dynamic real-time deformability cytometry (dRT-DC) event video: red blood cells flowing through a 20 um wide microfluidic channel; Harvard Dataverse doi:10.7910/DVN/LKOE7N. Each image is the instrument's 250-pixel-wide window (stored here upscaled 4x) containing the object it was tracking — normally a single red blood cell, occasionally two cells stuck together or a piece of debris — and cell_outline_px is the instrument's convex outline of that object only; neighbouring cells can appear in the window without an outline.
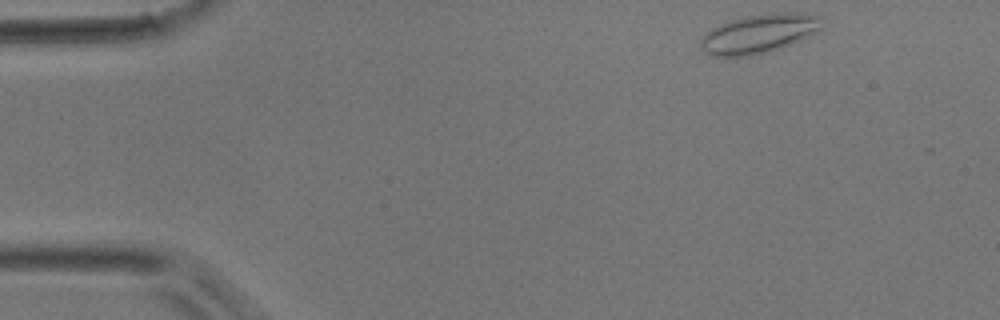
{"species": "common noctule bat (a hibernating species)", "species_latin": "Nyctalus noctula", "temperature_condition": "room temperature", "stored_images_in_passage": 43, "camera_frame_rate_fps": 3000, "um_per_image_px": 0.085, "animal": {"sex": "male", "body_mass_g": 17.9}, "frame": {"image": 1, "passage_image": 1, "time_ms": 0.0, "image_size_px": [1000, 320], "cell_outline_px": [[820, 28], [808, 36], [800, 40], [764, 52], [748, 56], [712, 56], [704, 52], [700, 48], [700, 40], [712, 28], [728, 20], [768, 12], [800, 12], [820, 16]], "centroid_in_image_um": [64.47, 2.84], "position_along_channel_um": 20.5, "area_um2": 27.17}}
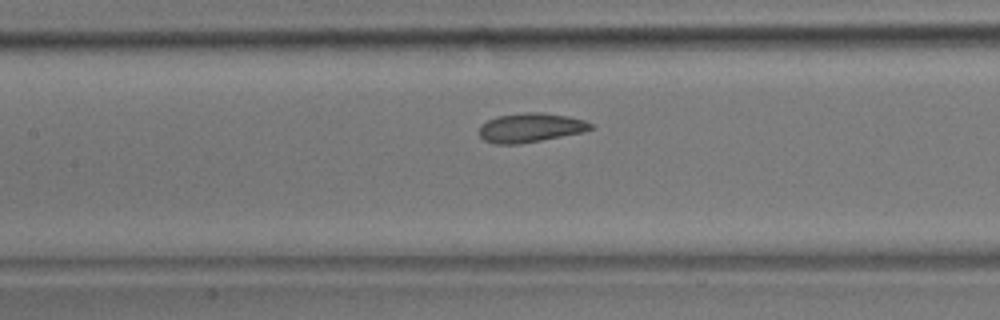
{"frame": {"image": 2, "passage_image": 17, "time_ms": 5.333, "image_size_px": [1000, 320], "cell_outline_px": [[592, 128], [584, 132], [540, 140], [516, 144], [496, 144], [484, 140], [480, 136], [480, 124], [496, 116], [528, 112], [540, 112], [568, 116], [584, 120], [592, 124]], "centroid_in_image_um": [45.08, 10.84], "position_along_channel_um": 162.3, "area_um2": 18.79}}
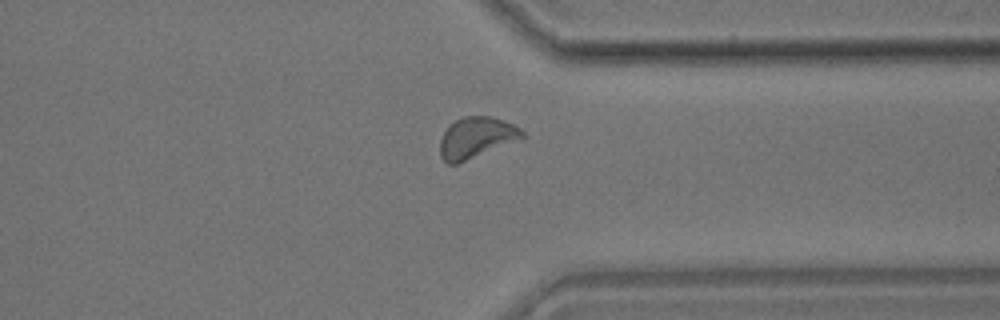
{"frame": {"image": 3, "passage_image": 32, "time_ms": 10.333, "image_size_px": [1000, 320], "cell_outline_px": [[528, 136], [456, 164], [448, 164], [440, 156], [440, 140], [444, 132], [456, 120], [464, 116], [488, 116], [512, 124], [520, 128]], "centroid_in_image_um": [40.49, 11.7], "position_along_channel_um": 370.9, "area_um2": 19.25}}